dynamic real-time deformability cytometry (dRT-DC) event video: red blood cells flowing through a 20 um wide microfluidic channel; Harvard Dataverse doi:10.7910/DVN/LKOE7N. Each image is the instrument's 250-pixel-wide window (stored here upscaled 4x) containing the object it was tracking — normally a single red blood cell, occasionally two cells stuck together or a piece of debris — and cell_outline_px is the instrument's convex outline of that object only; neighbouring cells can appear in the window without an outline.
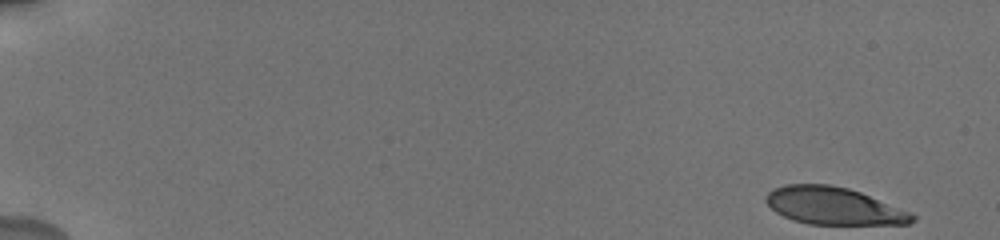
{"species": "human", "species_latin": "Homo sapiens", "temperature_condition": "cold", "stored_images_in_passage": 42, "camera_frame_rate_fps": 3000, "um_per_image_px": 0.085, "donor": {"sex": "male"}, "frame": {"image": 1, "passage_image": 1, "time_ms": 0.0, "image_size_px": [1000, 240], "cell_outline_px": [[916, 220], [908, 224], [808, 224], [792, 220], [776, 212], [764, 200], [764, 196], [772, 188], [784, 184], [828, 184], [848, 188], [860, 192], [908, 212], [916, 216]], "centroid_in_image_um": [70.79, 17.5], "position_along_channel_um": 14.2, "area_um2": 31.67}}
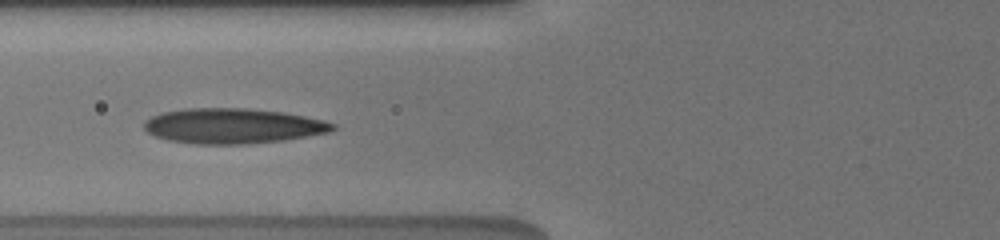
{"frame": {"image": 2, "passage_image": 18, "time_ms": 7.0, "image_size_px": [1000, 240], "cell_outline_px": [[336, 128], [328, 132], [284, 140], [248, 144], [192, 144], [168, 140], [156, 136], [148, 132], [144, 128], [144, 120], [160, 112], [184, 108], [248, 108], [284, 112], [324, 120], [336, 124]], "centroid_in_image_um": [19.77, 10.7], "position_along_channel_um": 106.0, "area_um2": 38.9}}
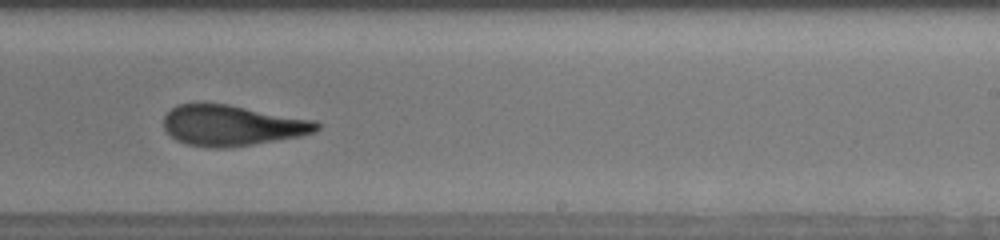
{"frame": {"image": 3, "passage_image": 29, "time_ms": 11.333, "image_size_px": [1000, 240], "cell_outline_px": [[320, 128], [316, 132], [300, 136], [252, 144], [224, 148], [208, 148], [188, 144], [176, 140], [164, 128], [164, 116], [176, 104], [196, 100], [200, 100], [228, 104], [316, 120], [320, 124]], "centroid_in_image_um": [19.69, 10.62], "position_along_channel_um": 269.3, "area_um2": 36.93}, "authors_computed_cell_mechanics": {"area_um2": 36.5296, "velocity_mm_per_s": 3.775, "shape_relaxation_time_tau1_ms": 7.8704, "shape_relaxation_time_tau2_ms": 1.6882, "deformation_change_tau1": 0.2193, "deformation_change_tau2": 0.0823}}